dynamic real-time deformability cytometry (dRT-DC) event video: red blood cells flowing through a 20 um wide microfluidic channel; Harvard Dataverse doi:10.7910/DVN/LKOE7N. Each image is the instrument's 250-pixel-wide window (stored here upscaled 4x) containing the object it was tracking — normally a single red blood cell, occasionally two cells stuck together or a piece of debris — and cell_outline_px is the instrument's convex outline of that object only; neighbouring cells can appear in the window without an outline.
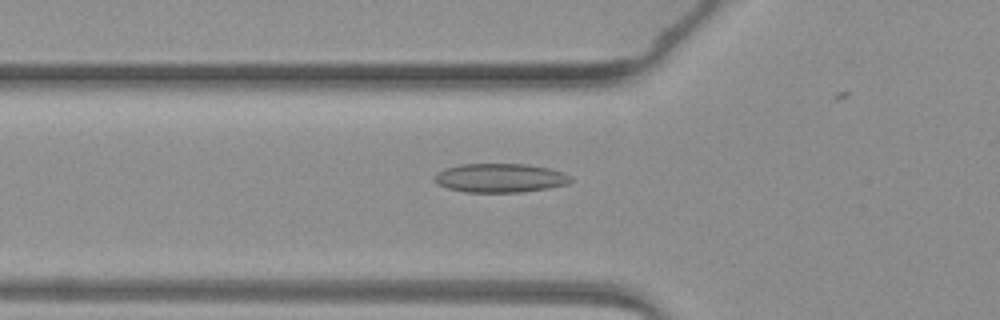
{"species": "common noctule bat (a hibernating species)", "species_latin": "Nyctalus noctula", "temperature_condition": "warm", "stored_images_in_passage": 39, "camera_frame_rate_fps": 3000, "um_per_image_px": 0.085, "animal": {"sex": "female", "body_mass_g": 19.3, "forearm_length_mm": 54.1}, "frame": {"image": 1, "passage_image": 17, "time_ms": 5.333, "image_size_px": [1000, 320], "cell_outline_px": [[572, 180], [568, 184], [548, 188], [520, 192], [464, 192], [448, 188], [436, 184], [432, 180], [436, 172], [444, 168], [460, 164], [524, 164], [548, 168], [564, 172], [572, 176]], "centroid_in_image_um": [42.47, 15.12], "position_along_channel_um": 83.3, "area_um2": 23.18}}
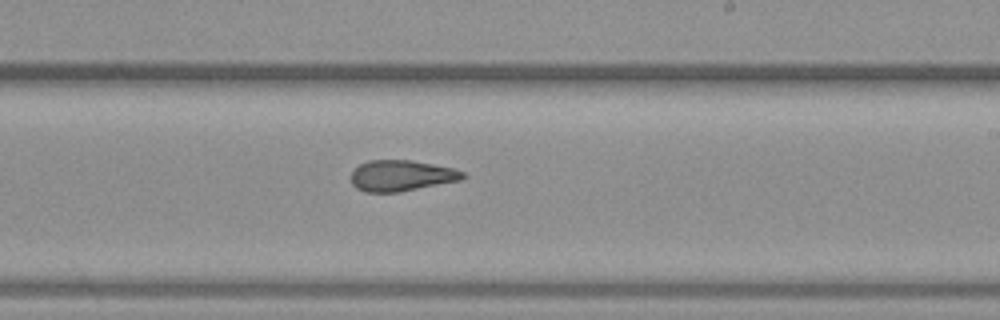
{"frame": {"image": 2, "passage_image": 29, "time_ms": 9.333, "image_size_px": [1000, 320], "cell_outline_px": [[468, 176], [464, 180], [400, 192], [364, 192], [356, 188], [352, 184], [352, 172], [360, 164], [368, 160], [412, 160], [456, 168], [464, 172]], "centroid_in_image_um": [34.19, 14.93], "position_along_channel_um": 254.8, "area_um2": 20.52}}
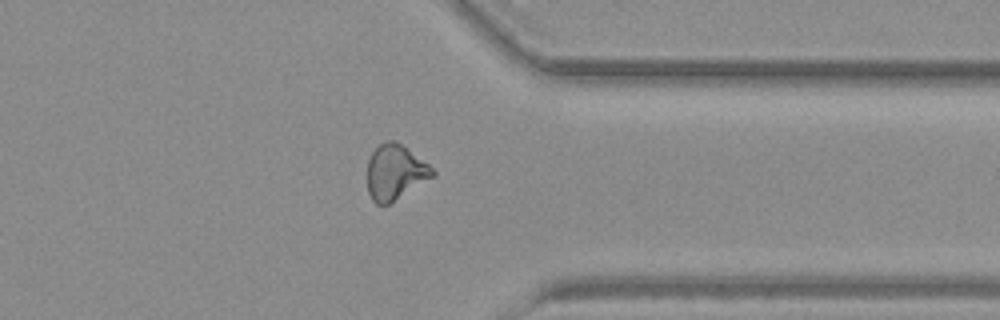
{"frame": {"image": 3, "passage_image": 38, "time_ms": 12.333, "image_size_px": [1000, 320], "cell_outline_px": [[436, 176], [388, 204], [376, 204], [372, 200], [368, 192], [368, 160], [372, 152], [380, 144], [388, 140], [392, 140], [400, 144], [428, 164], [436, 172]], "centroid_in_image_um": [33.59, 14.66], "position_along_channel_um": 377.8, "area_um2": 20.69}}